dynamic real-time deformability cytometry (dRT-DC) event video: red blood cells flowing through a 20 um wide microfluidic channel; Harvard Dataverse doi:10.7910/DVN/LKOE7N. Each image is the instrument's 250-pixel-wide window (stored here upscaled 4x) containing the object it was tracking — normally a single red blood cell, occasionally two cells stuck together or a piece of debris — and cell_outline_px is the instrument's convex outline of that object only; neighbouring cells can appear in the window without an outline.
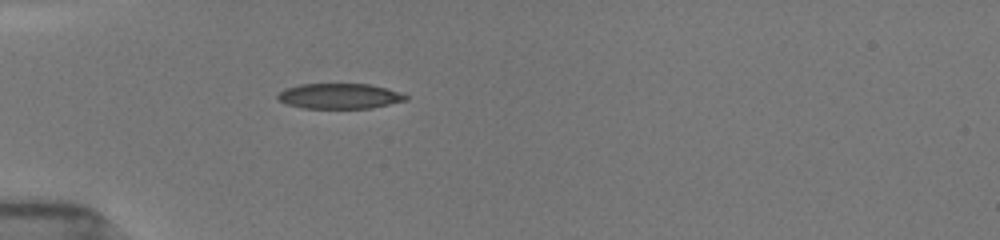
{"species": "common noctule bat (a hibernating species)", "species_latin": "Nyctalus noctula", "temperature_condition": "room temperature", "stored_images_in_passage": 37, "camera_frame_rate_fps": 3000, "um_per_image_px": 0.085, "animal": {"sex": "female", "body_mass_g": 19.5, "forearm_length_mm": 54.1}, "frame": {"image": 1, "passage_image": 1, "time_ms": 0.0, "image_size_px": [1000, 240], "cell_outline_px": [[408, 100], [372, 108], [304, 108], [288, 104], [280, 100], [276, 96], [284, 88], [300, 84], [368, 84], [400, 92], [408, 96]], "centroid_in_image_um": [28.87, 8.17], "position_along_channel_um": 56.1, "area_um2": 18.79}}
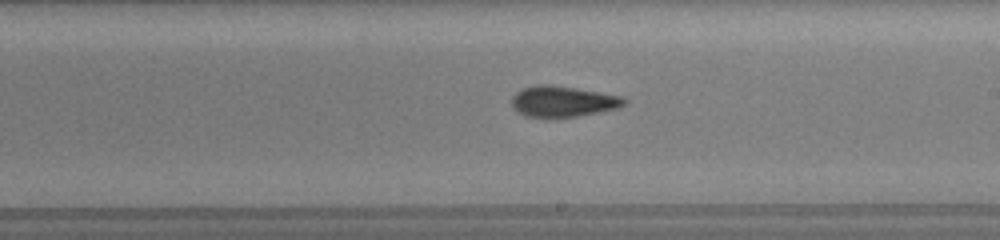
{"frame": {"image": 2, "passage_image": 16, "time_ms": 5.0, "image_size_px": [1000, 240], "cell_outline_px": [[628, 100], [620, 108], [576, 116], [524, 116], [516, 112], [512, 104], [512, 96], [520, 88], [536, 84], [548, 84], [576, 88], [624, 96]], "centroid_in_image_um": [47.85, 8.59], "position_along_channel_um": 241.2, "area_um2": 20.23}}
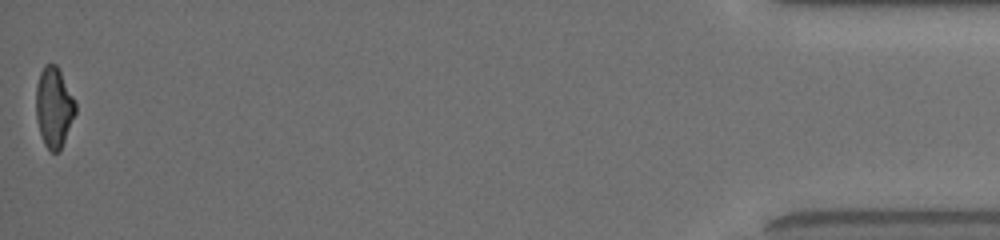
{"frame": {"image": 3, "passage_image": 37, "time_ms": 12.0, "image_size_px": [1000, 240], "cell_outline_px": [[76, 112], [60, 152], [52, 152], [44, 144], [36, 120], [36, 84], [40, 72], [44, 64], [56, 64], [76, 104]], "centroid_in_image_um": [4.57, 9.13], "position_along_channel_um": 430.6, "area_um2": 18.32}, "authors_computed_cell_mechanics": {"area_um2": 19.5942, "velocity_mm_per_s": 3.9364, "shape_relaxation_time_tau1_ms": 3.4569, "shape_relaxation_time_tau2_ms": 2.1711, "deformation_change_tau1": 0.158, "deformation_change_tau2": 0.1055}}